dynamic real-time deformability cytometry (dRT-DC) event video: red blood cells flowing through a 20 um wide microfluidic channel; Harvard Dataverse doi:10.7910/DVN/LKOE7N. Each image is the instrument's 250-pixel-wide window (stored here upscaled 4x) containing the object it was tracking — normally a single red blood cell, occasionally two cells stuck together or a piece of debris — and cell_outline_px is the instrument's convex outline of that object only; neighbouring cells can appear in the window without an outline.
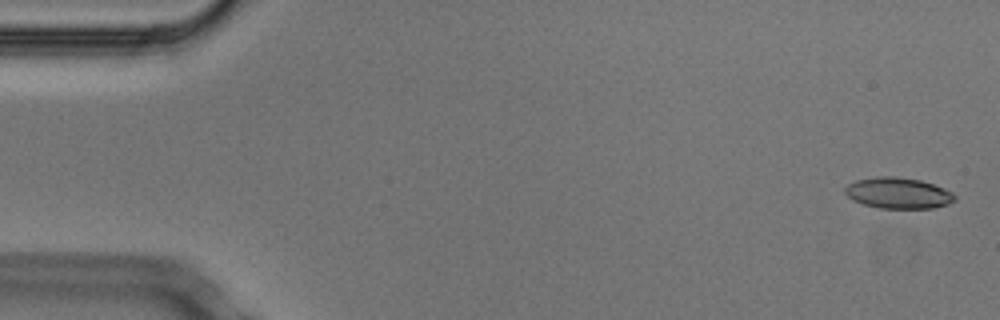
{"species": "Egyptian fruit bat (a non-hibernating species)", "species_latin": "Rousettus aegyptiacus", "temperature_condition": "cold", "stored_images_in_passage": 8, "camera_frame_rate_fps": 3000, "um_per_image_px": 0.085, "animal": {"sex": "male"}, "frame": {"image": 1, "passage_image": 1, "time_ms": 0.0, "image_size_px": [1000, 320], "cell_outline_px": [[956, 200], [948, 204], [932, 208], [880, 208], [864, 204], [852, 200], [844, 192], [844, 188], [848, 184], [856, 180], [876, 176], [892, 176], [920, 180], [944, 188], [952, 192], [956, 196]], "centroid_in_image_um": [76.34, 16.41], "position_along_channel_um": 8.7, "area_um2": 19.83}}
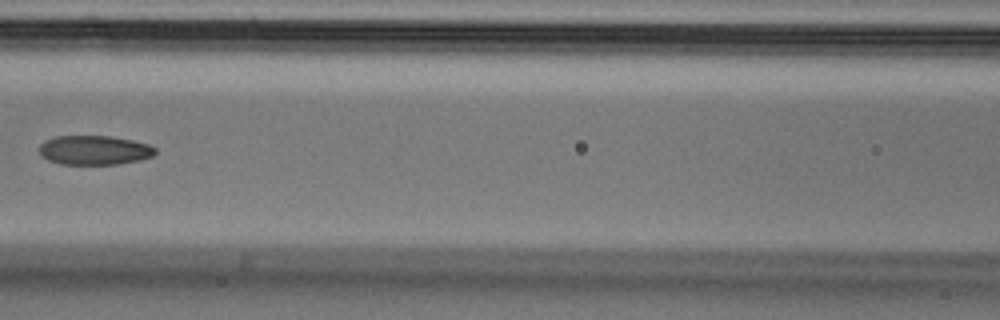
{"frame": {"image": 2, "passage_image": 7, "time_ms": 2.0, "image_size_px": [1000, 320], "cell_outline_px": [[156, 152], [152, 156], [140, 160], [116, 164], [60, 164], [48, 160], [40, 156], [40, 144], [44, 140], [56, 136], [112, 136], [132, 140], [148, 144], [156, 148]], "centroid_in_image_um": [8.0, 12.76], "position_along_channel_um": 158.6, "area_um2": 19.88}}
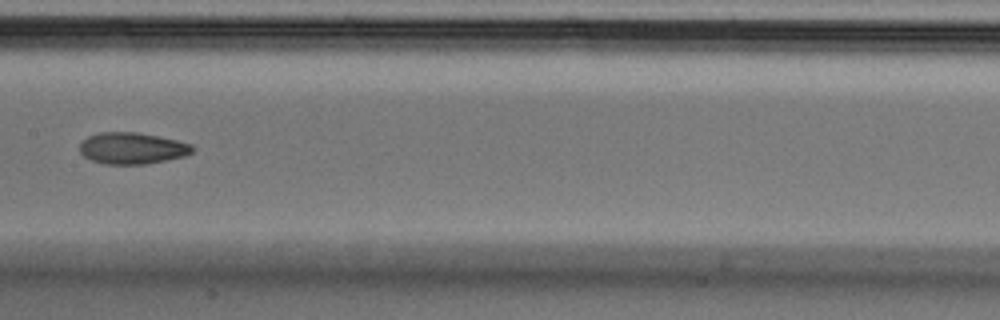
{"frame": {"image": 3, "passage_image": 8, "time_ms": 2.333, "image_size_px": [1000, 320], "cell_outline_px": [[196, 148], [192, 152], [184, 156], [144, 164], [104, 164], [92, 160], [84, 156], [80, 152], [80, 144], [88, 136], [100, 132], [136, 132], [176, 140], [192, 144]], "centroid_in_image_um": [11.23, 12.6], "position_along_channel_um": 196.2, "area_um2": 20.52}}